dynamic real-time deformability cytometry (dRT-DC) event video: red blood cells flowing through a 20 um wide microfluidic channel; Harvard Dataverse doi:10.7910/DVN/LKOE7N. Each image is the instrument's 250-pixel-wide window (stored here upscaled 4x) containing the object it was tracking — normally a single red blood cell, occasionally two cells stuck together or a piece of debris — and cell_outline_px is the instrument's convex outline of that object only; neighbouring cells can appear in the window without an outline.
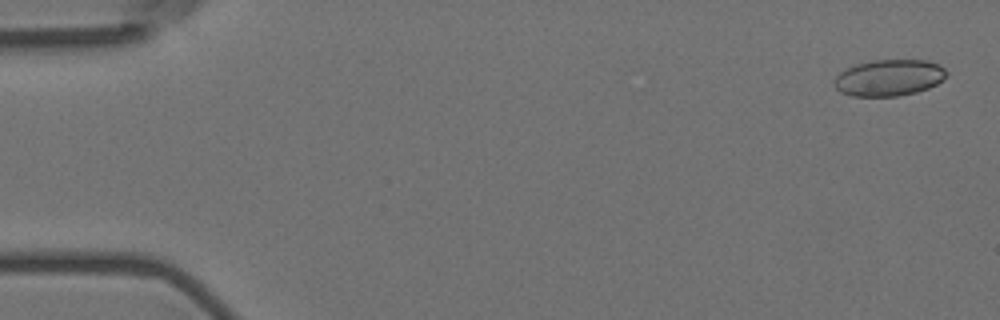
{"species": "Egyptian fruit bat (a non-hibernating species)", "species_latin": "Rousettus aegyptiacus", "temperature_condition": "room temperature", "stored_images_in_passage": 56, "camera_frame_rate_fps": 3000, "um_per_image_px": 0.085, "animal": {"sex": "female"}, "frame": {"image": 1, "passage_image": 2, "time_ms": 0.333, "image_size_px": [1000, 320], "cell_outline_px": [[948, 72], [944, 80], [928, 88], [916, 92], [896, 96], [852, 96], [840, 92], [832, 84], [832, 80], [844, 68], [856, 64], [872, 60], [928, 60], [940, 64]], "centroid_in_image_um": [75.55, 6.6], "position_along_channel_um": 9.4, "area_um2": 24.16}}
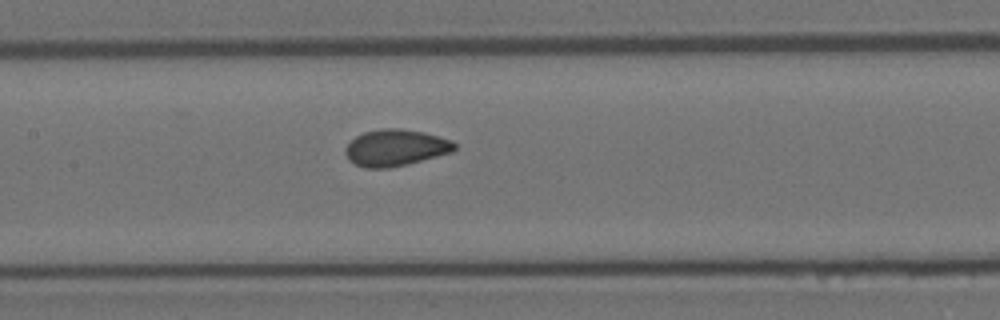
{"frame": {"image": 2, "passage_image": 27, "time_ms": 8.667, "image_size_px": [1000, 320], "cell_outline_px": [[456, 148], [452, 152], [408, 164], [388, 168], [364, 168], [348, 160], [344, 152], [344, 148], [356, 136], [364, 132], [380, 128], [396, 128], [424, 132], [452, 140], [456, 144]], "centroid_in_image_um": [33.61, 12.56], "position_along_channel_um": 173.8, "area_um2": 23.35}}
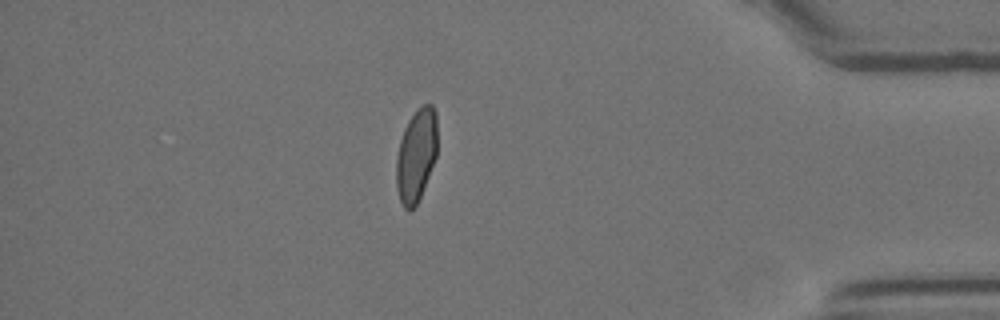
{"frame": {"image": 3, "passage_image": 49, "time_ms": 16.0, "image_size_px": [1000, 320], "cell_outline_px": [[436, 156], [420, 196], [416, 204], [408, 212], [404, 208], [400, 200], [396, 188], [396, 156], [400, 140], [404, 128], [408, 120], [416, 108], [424, 104], [432, 104], [436, 112]], "centroid_in_image_um": [35.35, 13.17], "position_along_channel_um": 399.8, "area_um2": 22.14}}